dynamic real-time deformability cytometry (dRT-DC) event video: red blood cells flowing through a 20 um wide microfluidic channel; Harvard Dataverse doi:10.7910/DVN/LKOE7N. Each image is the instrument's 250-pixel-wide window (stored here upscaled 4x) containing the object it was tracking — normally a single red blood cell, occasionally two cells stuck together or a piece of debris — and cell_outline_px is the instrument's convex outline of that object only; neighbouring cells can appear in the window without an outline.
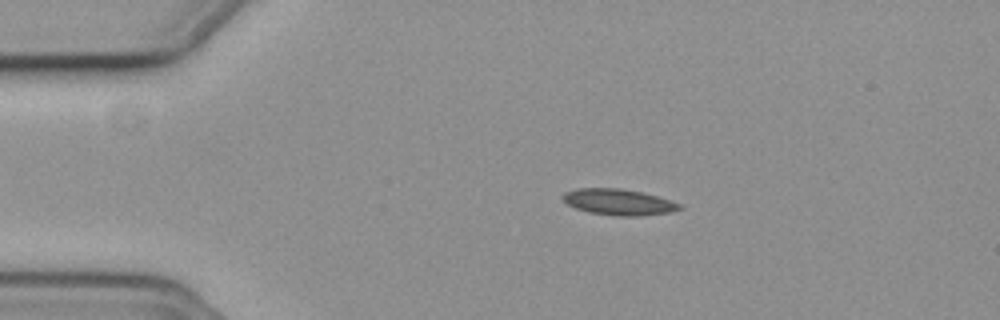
{"species": "common noctule bat (a hibernating species)", "species_latin": "Nyctalus noctula", "temperature_condition": "cold", "stored_images_in_passage": 54, "camera_frame_rate_fps": 3000, "um_per_image_px": 0.085, "animal": {"sex": "female", "body_mass_g": 19.3, "forearm_length_mm": 54.1}, "frame": {"image": 1, "passage_image": 10, "time_ms": 3.0, "image_size_px": [1000, 320], "cell_outline_px": [[680, 208], [668, 212], [636, 216], [616, 216], [588, 212], [576, 208], [568, 204], [560, 196], [564, 192], [576, 188], [620, 188], [640, 192], [656, 196], [680, 204]], "centroid_in_image_um": [52.49, 17.16], "position_along_channel_um": 32.5, "area_um2": 17.46}}
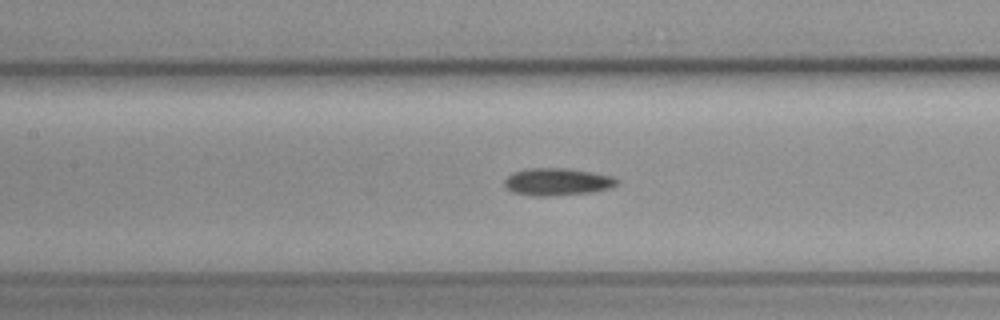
{"frame": {"image": 2, "passage_image": 24, "time_ms": 7.667, "image_size_px": [1000, 320], "cell_outline_px": [[620, 184], [608, 188], [592, 192], [548, 196], [536, 196], [512, 192], [504, 184], [504, 180], [508, 176], [516, 172], [528, 168], [568, 168], [592, 172], [612, 176], [620, 180]], "centroid_in_image_um": [47.41, 15.45], "position_along_channel_um": 160.0, "area_um2": 17.86}}
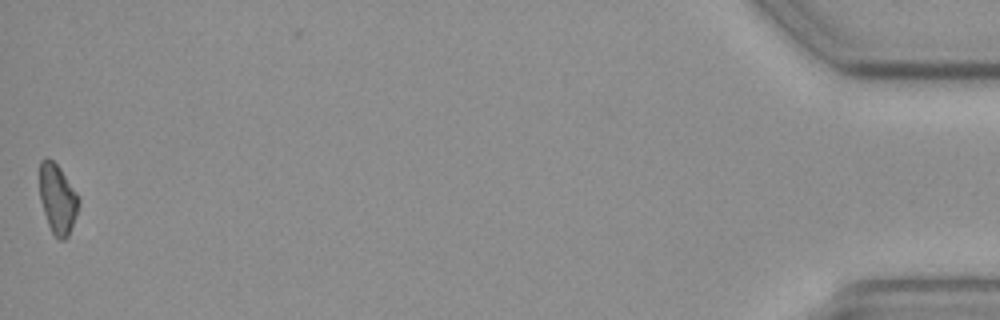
{"frame": {"image": 3, "passage_image": 54, "time_ms": 17.667, "image_size_px": [1000, 320], "cell_outline_px": [[80, 204], [68, 236], [64, 240], [60, 240], [52, 232], [48, 224], [40, 200], [40, 160], [52, 160], [60, 168], [76, 192], [80, 200]], "centroid_in_image_um": [4.9, 16.93], "position_along_channel_um": 430.3, "area_um2": 15.55}}